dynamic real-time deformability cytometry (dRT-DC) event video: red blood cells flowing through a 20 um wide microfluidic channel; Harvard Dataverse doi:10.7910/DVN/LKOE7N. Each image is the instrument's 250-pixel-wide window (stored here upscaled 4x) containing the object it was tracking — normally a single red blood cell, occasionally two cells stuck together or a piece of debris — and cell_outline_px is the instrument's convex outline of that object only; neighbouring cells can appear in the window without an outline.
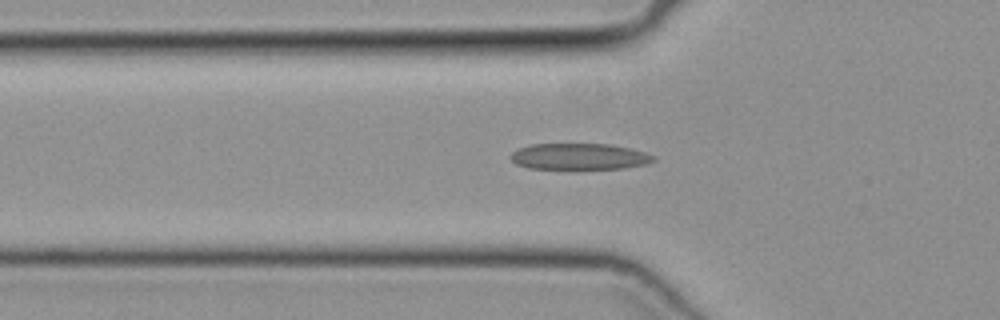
{"species": "common noctule bat (a hibernating species)", "species_latin": "Nyctalus noctula", "temperature_condition": "cold", "stored_images_in_passage": 45, "camera_frame_rate_fps": 3000, "um_per_image_px": 0.085, "animal": {"sex": "female", "body_mass_g": 19.3, "forearm_length_mm": 54.1}, "frame": {"image": 1, "passage_image": 16, "time_ms": 5.0, "image_size_px": [1000, 320], "cell_outline_px": [[656, 160], [644, 164], [624, 168], [576, 172], [528, 168], [516, 164], [508, 156], [512, 152], [520, 148], [532, 144], [608, 144], [628, 148], [644, 152], [656, 156]], "centroid_in_image_um": [49.21, 13.36], "position_along_channel_um": 76.6, "area_um2": 22.95}}
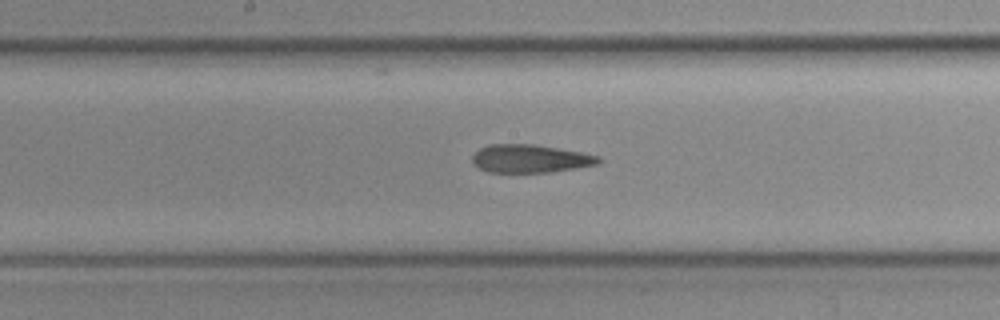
{"frame": {"image": 2, "passage_image": 25, "time_ms": 8.0, "image_size_px": [1000, 320], "cell_outline_px": [[604, 160], [600, 164], [552, 172], [488, 172], [472, 164], [472, 156], [480, 148], [488, 144], [536, 144], [580, 152], [600, 156]], "centroid_in_image_um": [45.1, 13.48], "position_along_channel_um": 203.1, "area_um2": 20.87}}
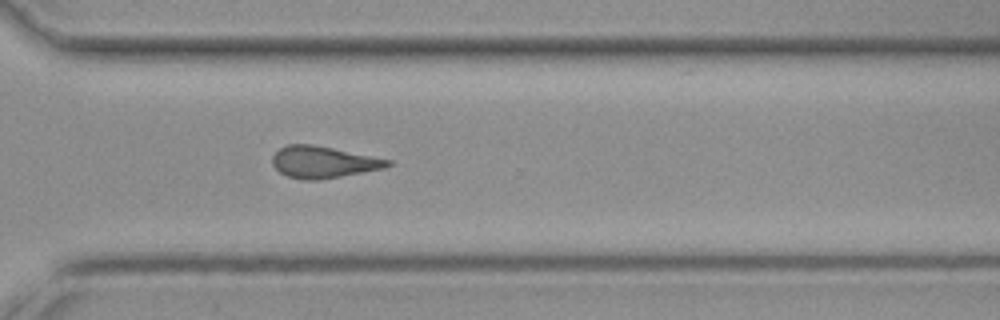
{"frame": {"image": 3, "passage_image": 35, "time_ms": 11.333, "image_size_px": [1000, 320], "cell_outline_px": [[392, 164], [384, 168], [320, 180], [304, 180], [288, 176], [280, 172], [272, 164], [272, 156], [280, 148], [288, 144], [312, 144], [392, 160]], "centroid_in_image_um": [27.47, 13.78], "position_along_channel_um": 343.1, "area_um2": 21.15}}